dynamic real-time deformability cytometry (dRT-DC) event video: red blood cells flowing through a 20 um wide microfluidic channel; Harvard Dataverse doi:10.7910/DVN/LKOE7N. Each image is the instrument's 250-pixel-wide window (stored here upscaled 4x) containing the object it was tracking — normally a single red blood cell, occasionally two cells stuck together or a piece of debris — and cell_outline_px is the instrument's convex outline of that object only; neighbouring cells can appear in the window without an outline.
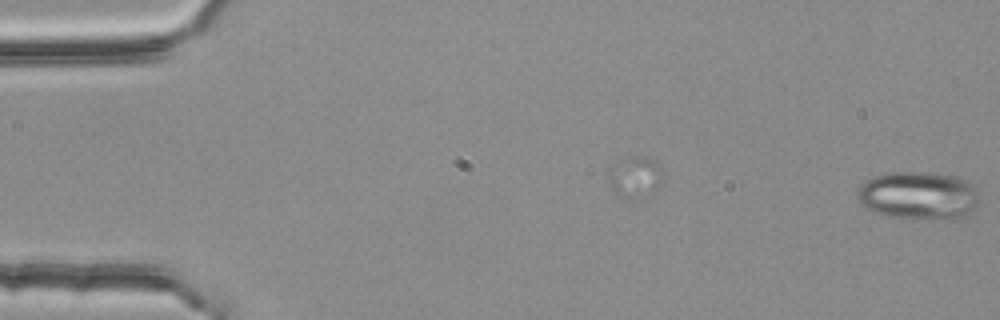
{"species": "common noctule bat (a hibernating species)", "species_latin": "Nyctalus noctula", "temperature_condition": "room temperature", "stored_images_in_passage": 7, "camera_frame_rate_fps": 3000, "um_per_image_px": 0.085, "animal": {"sex": "female", "body_mass_g": 25.1}, "frame": {"image": 1, "passage_image": 7, "time_ms": 2.0, "image_size_px": [1000, 320], "cell_outline_px": [[980, 200], [976, 208], [960, 216], [888, 216], [864, 208], [860, 204], [856, 196], [860, 188], [872, 176], [888, 172], [936, 172], [956, 176], [968, 180], [976, 188]], "centroid_in_image_um": [78.06, 16.54], "position_along_channel_um": 6.9, "area_um2": 33.35}}